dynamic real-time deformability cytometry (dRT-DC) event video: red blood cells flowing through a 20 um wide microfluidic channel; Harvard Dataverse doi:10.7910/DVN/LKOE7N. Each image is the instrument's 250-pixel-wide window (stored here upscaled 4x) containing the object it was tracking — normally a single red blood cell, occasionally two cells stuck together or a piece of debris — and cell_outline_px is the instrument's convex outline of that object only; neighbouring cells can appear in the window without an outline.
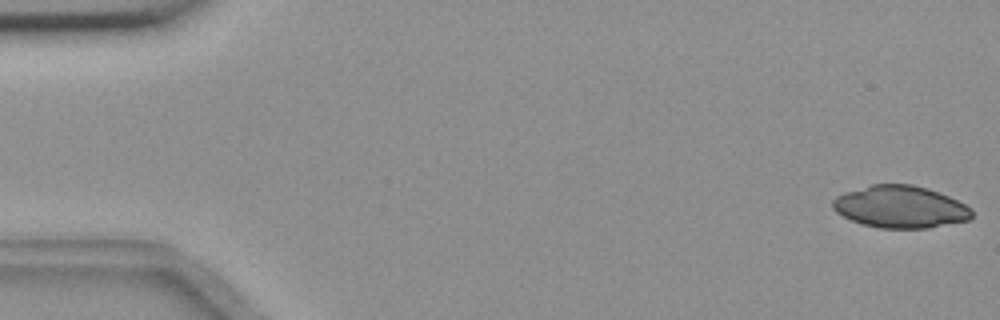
{"species": "common noctule bat (a hibernating species)", "species_latin": "Nyctalus noctula", "temperature_condition": "room temperature", "stored_images_in_passage": 56, "camera_frame_rate_fps": 3000, "um_per_image_px": 0.085, "animal": {"sex": "female", "body_mass_g": 18.4}, "frame": {"image": 1, "passage_image": 1, "time_ms": 0.0, "image_size_px": [1000, 320], "cell_outline_px": [[972, 216], [968, 220], [928, 228], [880, 228], [864, 224], [852, 220], [836, 212], [832, 208], [832, 200], [836, 196], [844, 192], [872, 184], [912, 184], [928, 188], [948, 196], [972, 208]], "centroid_in_image_um": [76.51, 17.57], "position_along_channel_um": 8.5, "area_um2": 34.1}}
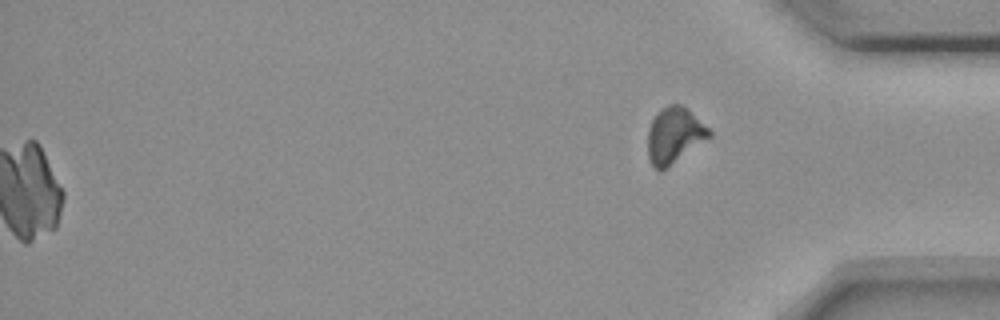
{"frame": {"image": 2, "passage_image": 56, "time_ms": 18.333, "image_size_px": [1000, 320], "cell_outline_px": [[712, 136], [660, 172], [652, 164], [648, 156], [648, 128], [656, 112], [668, 104], [680, 104], [688, 108], [712, 132]], "centroid_in_image_um": [57.31, 11.48], "position_along_channel_um": 377.9, "area_um2": 19.94}}